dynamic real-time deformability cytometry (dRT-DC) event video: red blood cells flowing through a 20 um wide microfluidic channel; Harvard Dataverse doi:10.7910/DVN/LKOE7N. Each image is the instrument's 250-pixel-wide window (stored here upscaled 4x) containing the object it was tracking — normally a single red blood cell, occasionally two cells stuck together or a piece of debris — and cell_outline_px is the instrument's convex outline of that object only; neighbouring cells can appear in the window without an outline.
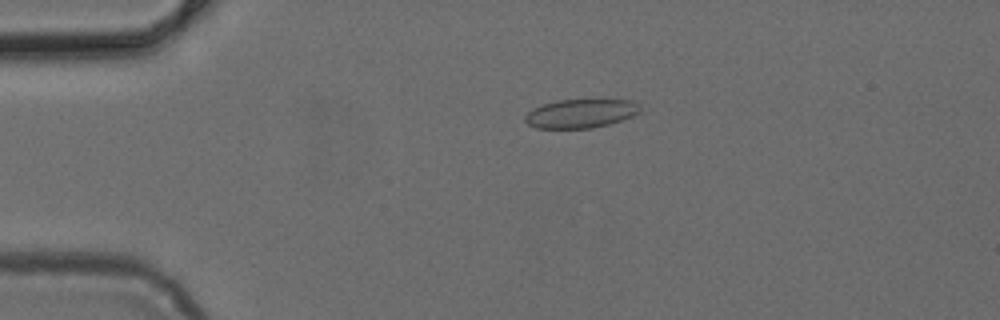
{"species": "common noctule bat (a hibernating species)", "species_latin": "Nyctalus noctula", "temperature_condition": "cold", "stored_images_in_passage": 50, "camera_frame_rate_fps": 3000, "um_per_image_px": 0.085, "animal": {"sex": "female", "body_mass_g": 24.6, "forearm_length_mm": 56.2}, "frame": {"image": 1, "passage_image": 11, "time_ms": 3.333, "image_size_px": [1000, 320], "cell_outline_px": [[640, 112], [632, 116], [608, 124], [592, 128], [536, 128], [528, 124], [524, 120], [524, 116], [532, 108], [556, 100], [632, 100], [640, 108]], "centroid_in_image_um": [49.32, 9.65], "position_along_channel_um": 35.7, "area_um2": 19.13}}
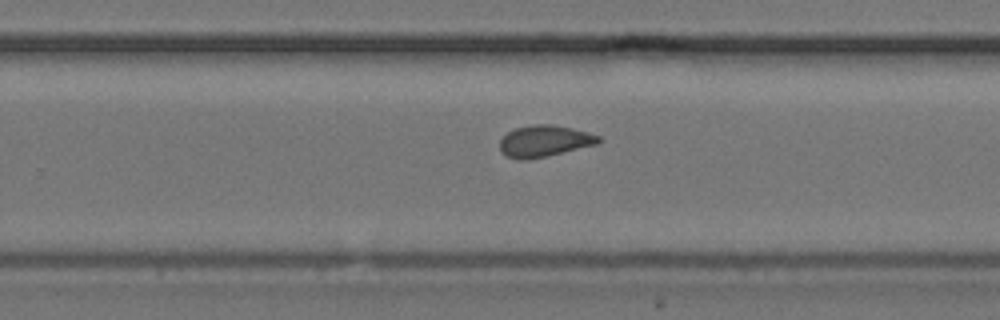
{"frame": {"image": 2, "passage_image": 32, "time_ms": 10.333, "image_size_px": [1000, 320], "cell_outline_px": [[604, 140], [600, 144], [548, 156], [528, 160], [520, 160], [508, 156], [500, 152], [500, 140], [508, 132], [516, 128], [532, 124], [552, 124], [572, 128], [588, 132], [600, 136]], "centroid_in_image_um": [46.33, 12.0], "position_along_channel_um": 283.5, "area_um2": 18.44}}
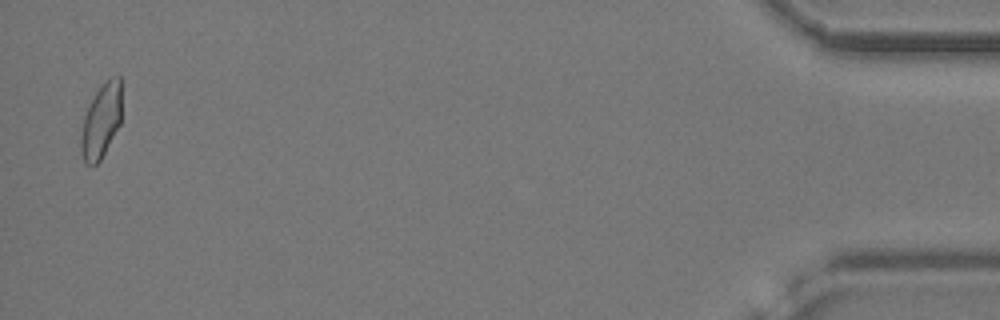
{"frame": {"image": 3, "passage_image": 49, "time_ms": 16.0, "image_size_px": [1000, 320], "cell_outline_px": [[120, 124], [100, 160], [96, 164], [84, 164], [80, 152], [80, 136], [84, 116], [96, 92], [104, 80], [108, 76], [120, 76]], "centroid_in_image_um": [8.58, 10.28], "position_along_channel_um": 426.6, "area_um2": 17.51}}